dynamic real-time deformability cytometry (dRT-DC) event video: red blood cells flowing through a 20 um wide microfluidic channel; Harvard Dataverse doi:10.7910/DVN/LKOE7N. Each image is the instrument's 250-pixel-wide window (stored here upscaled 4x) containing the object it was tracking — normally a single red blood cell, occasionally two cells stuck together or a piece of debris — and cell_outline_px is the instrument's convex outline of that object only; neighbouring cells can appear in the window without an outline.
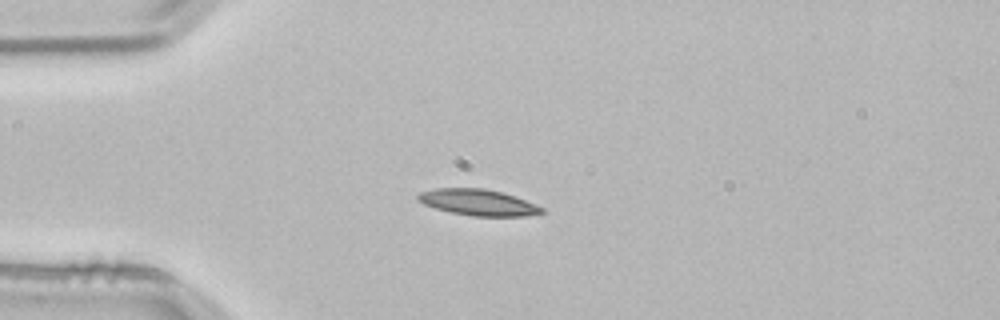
{"species": "common noctule bat (a hibernating species)", "species_latin": "Nyctalus noctula", "temperature_condition": "room temperature", "stored_images_in_passage": 3, "camera_frame_rate_fps": 3000, "um_per_image_px": 0.085, "animal": {"sex": "male", "body_mass_g": 21.5, "forearm_length_mm": 52.0}, "frame": {"image": 1, "passage_image": 3, "time_ms": 0.667, "image_size_px": [1000, 320], "cell_outline_px": [[544, 212], [528, 216], [472, 216], [452, 212], [436, 208], [424, 204], [416, 196], [420, 192], [436, 188], [484, 188], [516, 196], [536, 204], [544, 208]], "centroid_in_image_um": [40.68, 17.2], "position_along_channel_um": 44.3, "area_um2": 18.79}}